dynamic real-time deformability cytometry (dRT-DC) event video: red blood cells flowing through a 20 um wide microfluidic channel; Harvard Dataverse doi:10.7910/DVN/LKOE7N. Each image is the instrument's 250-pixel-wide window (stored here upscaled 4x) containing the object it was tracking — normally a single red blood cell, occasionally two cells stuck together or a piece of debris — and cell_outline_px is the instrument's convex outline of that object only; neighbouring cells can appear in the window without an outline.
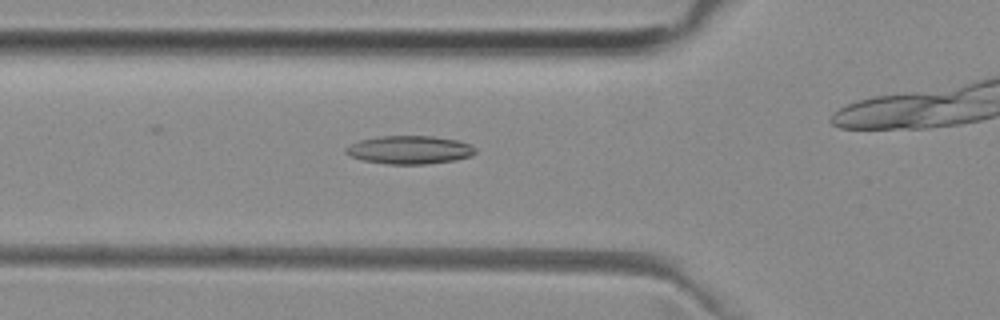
{"species": "common noctule bat (a hibernating species)", "species_latin": "Nyctalus noctula", "temperature_condition": "room temperature", "stored_images_in_passage": 40, "camera_frame_rate_fps": 3000, "um_per_image_px": 0.085, "animal": {"sex": "female", "body_mass_g": 29.2, "forearm_length_mm": 56.3}, "frame": {"image": 1, "passage_image": 17, "time_ms": 5.333, "image_size_px": [1000, 320], "cell_outline_px": [[476, 152], [472, 156], [456, 160], [428, 164], [388, 164], [360, 160], [348, 156], [344, 152], [344, 148], [360, 140], [380, 136], [432, 136], [456, 140], [472, 144], [476, 148]], "centroid_in_image_um": [34.81, 12.74], "position_along_channel_um": 91.0, "area_um2": 21.56}}
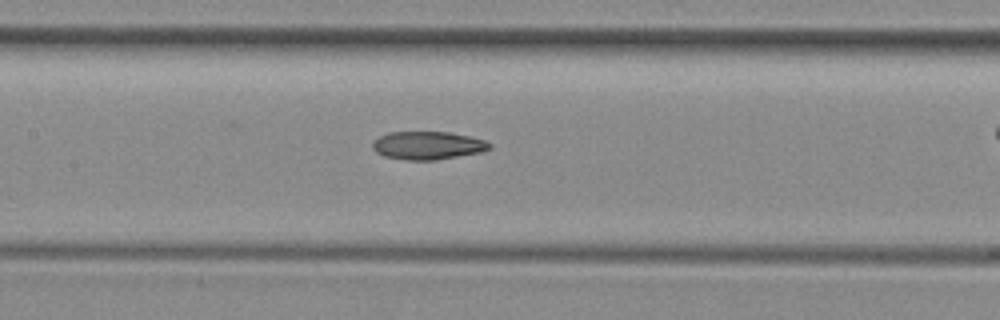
{"frame": {"image": 2, "passage_image": 23, "time_ms": 7.333, "image_size_px": [1000, 320], "cell_outline_px": [[492, 148], [480, 152], [436, 160], [404, 160], [384, 156], [376, 152], [372, 148], [372, 140], [388, 132], [448, 132], [468, 136], [484, 140], [492, 144]], "centroid_in_image_um": [36.32, 12.36], "position_along_channel_um": 171.1, "area_um2": 19.19}}
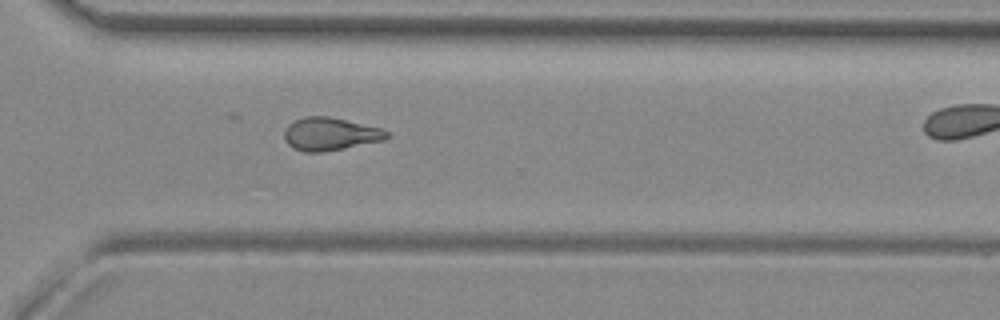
{"frame": {"image": 3, "passage_image": 36, "time_ms": 11.667, "image_size_px": [1000, 320], "cell_outline_px": [[388, 136], [384, 140], [320, 152], [304, 152], [292, 148], [284, 140], [284, 128], [288, 124], [304, 116], [328, 116], [384, 128], [388, 132]], "centroid_in_image_um": [28.03, 11.38], "position_along_channel_um": 342.6, "area_um2": 19.65}}